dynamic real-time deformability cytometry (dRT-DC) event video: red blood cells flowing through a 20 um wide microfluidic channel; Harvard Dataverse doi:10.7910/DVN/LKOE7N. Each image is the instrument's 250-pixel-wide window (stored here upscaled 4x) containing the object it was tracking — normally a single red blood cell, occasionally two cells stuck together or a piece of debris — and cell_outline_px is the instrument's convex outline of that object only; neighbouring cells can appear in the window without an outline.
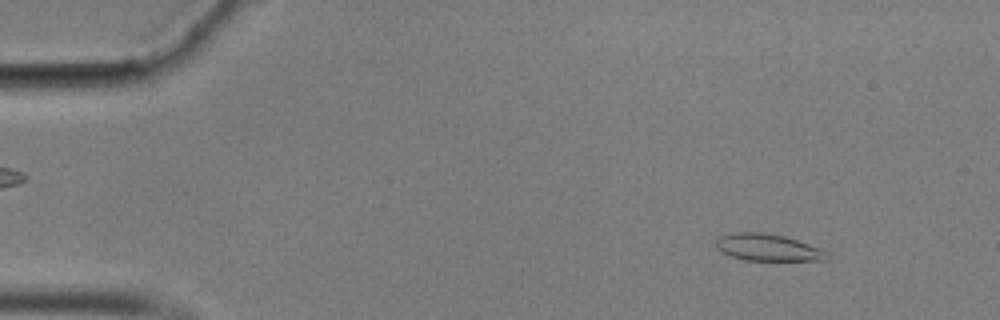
{"species": "common noctule bat (a hibernating species)", "species_latin": "Nyctalus noctula", "temperature_condition": "cold", "stored_images_in_passage": 56, "camera_frame_rate_fps": 3000, "um_per_image_px": 0.085, "animal": {"sex": "male", "body_mass_g": 17.9}, "frame": {"image": 1, "passage_image": 6, "time_ms": 1.667, "image_size_px": [1000, 320], "cell_outline_px": [[832, 256], [828, 260], [744, 260], [720, 252], [716, 248], [716, 240], [720, 236], [732, 232], [764, 232], [784, 236], [820, 248], [828, 252]], "centroid_in_image_um": [65.27, 21.03], "position_along_channel_um": 19.7, "area_um2": 17.51}}
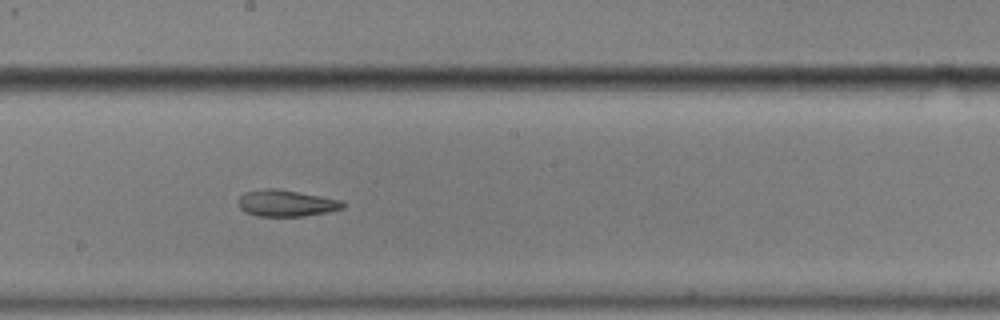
{"frame": {"image": 2, "passage_image": 31, "time_ms": 10.0, "image_size_px": [1000, 320], "cell_outline_px": [[348, 204], [344, 208], [328, 212], [304, 216], [256, 216], [244, 212], [240, 208], [240, 196], [244, 192], [264, 188], [276, 188], [320, 196], [340, 200]], "centroid_in_image_um": [24.34, 17.27], "position_along_channel_um": 223.9, "area_um2": 16.18}}
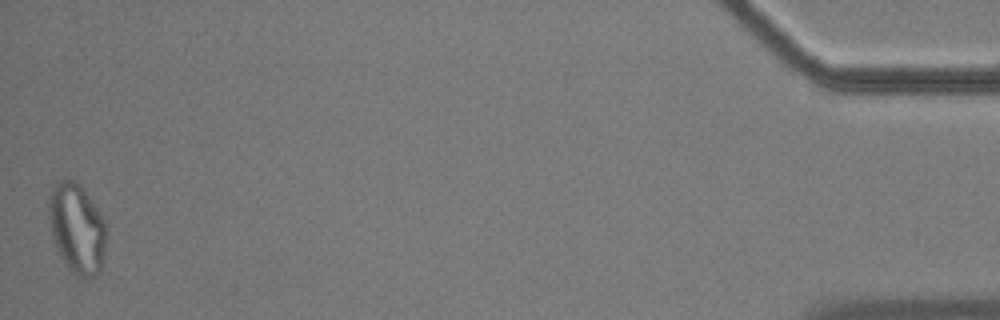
{"frame": {"image": 3, "passage_image": 56, "time_ms": 18.333, "image_size_px": [1000, 320], "cell_outline_px": [[108, 232], [100, 272], [92, 280], [88, 280], [76, 276], [68, 268], [60, 256], [56, 248], [52, 236], [48, 216], [48, 196], [52, 184], [56, 180], [72, 180], [80, 184], [84, 188], [100, 212], [104, 220]], "centroid_in_image_um": [6.54, 19.42], "position_along_channel_um": 428.7, "area_um2": 31.04}, "authors_computed_cell_mechanics": {"area_um2": 17.5423, "velocity_mm_per_s": 3.5175, "shape_relaxation_time_tau1_ms": null, "shape_relaxation_time_tau2_ms": 3.9485, "deformation_change_tau1": null, "deformation_change_tau2": 0.1056}}